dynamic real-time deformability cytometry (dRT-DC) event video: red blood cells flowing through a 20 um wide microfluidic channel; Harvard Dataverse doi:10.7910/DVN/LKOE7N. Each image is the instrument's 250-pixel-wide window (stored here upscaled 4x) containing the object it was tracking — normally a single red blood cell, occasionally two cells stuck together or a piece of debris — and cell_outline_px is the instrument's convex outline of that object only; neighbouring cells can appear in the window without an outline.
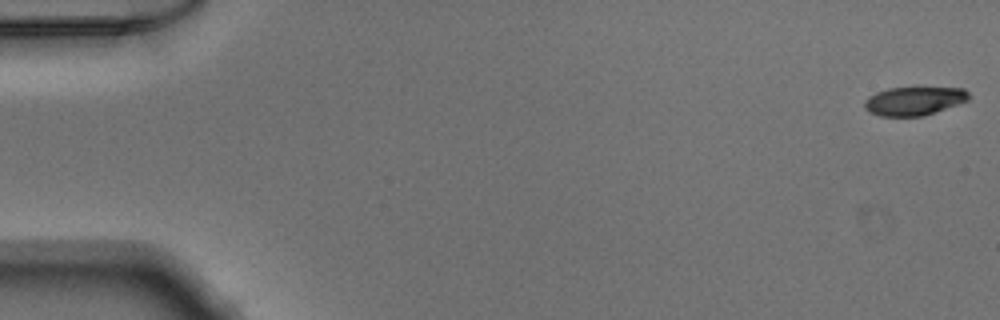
{"species": "Egyptian fruit bat (a non-hibernating species)", "species_latin": "Rousettus aegyptiacus", "temperature_condition": "warm", "stored_images_in_passage": 50, "camera_frame_rate_fps": 3000, "um_per_image_px": 0.085, "animal": {"sex": "male"}, "frame": {"image": 1, "passage_image": 1, "time_ms": 0.0, "image_size_px": [1000, 320], "cell_outline_px": [[968, 100], [924, 116], [880, 116], [868, 112], [864, 108], [864, 100], [868, 96], [876, 92], [888, 88], [916, 84], [964, 88], [968, 92]], "centroid_in_image_um": [77.68, 8.51], "position_along_channel_um": 7.3, "area_um2": 18.38}}
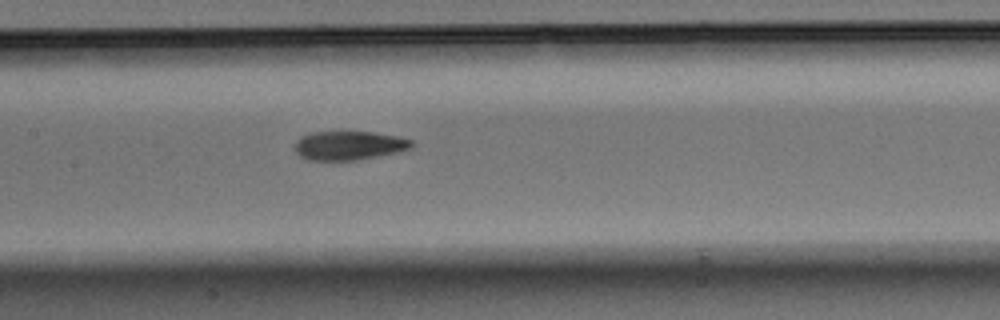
{"frame": {"image": 2, "passage_image": 25, "time_ms": 8.0, "image_size_px": [1000, 320], "cell_outline_px": [[416, 144], [412, 148], [396, 152], [356, 160], [308, 160], [300, 156], [296, 152], [296, 140], [300, 136], [312, 132], [372, 132], [396, 136], [412, 140]], "centroid_in_image_um": [29.67, 12.36], "position_along_channel_um": 177.7, "area_um2": 19.59}}
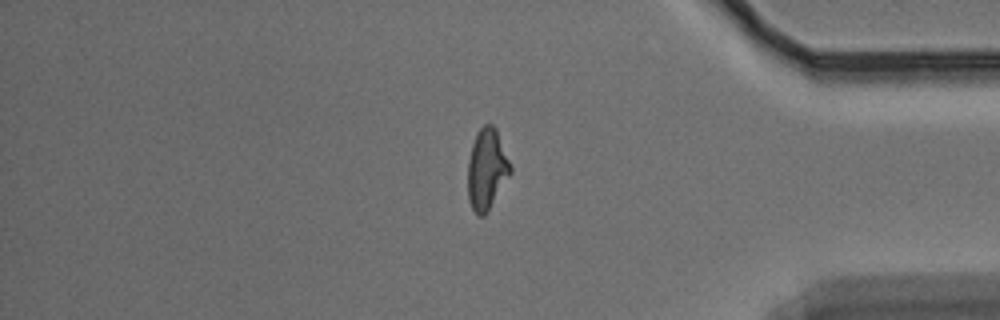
{"frame": {"image": 3, "passage_image": 43, "time_ms": 14.0, "image_size_px": [1000, 320], "cell_outline_px": [[512, 172], [488, 212], [484, 216], [476, 216], [468, 200], [468, 160], [472, 144], [476, 132], [484, 124], [492, 124], [496, 128], [512, 164]], "centroid_in_image_um": [41.39, 14.39], "position_along_channel_um": 393.8, "area_um2": 20.52}}